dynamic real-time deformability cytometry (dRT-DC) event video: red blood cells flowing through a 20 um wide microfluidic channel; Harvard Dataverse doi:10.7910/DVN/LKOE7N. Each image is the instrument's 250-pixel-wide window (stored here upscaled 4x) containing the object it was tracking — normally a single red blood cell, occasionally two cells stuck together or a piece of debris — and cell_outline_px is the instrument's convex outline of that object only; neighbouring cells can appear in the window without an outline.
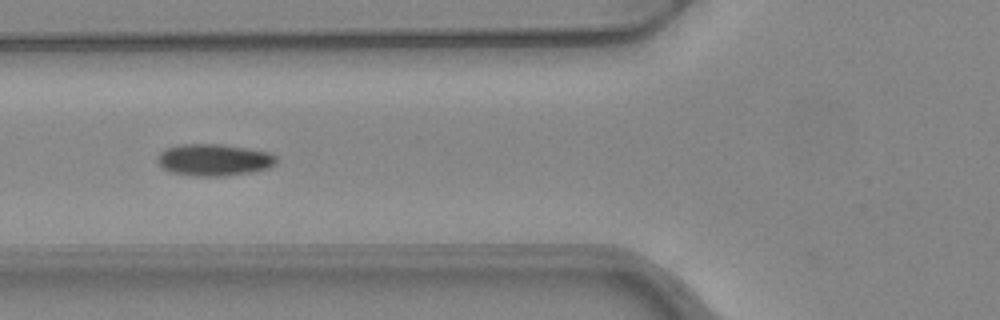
{"species": "common noctule bat (a hibernating species)", "species_latin": "Nyctalus noctula", "temperature_condition": "warm", "stored_images_in_passage": 38, "camera_frame_rate_fps": 3000, "um_per_image_px": 0.085, "animal": {"sex": "female", "body_mass_g": 24.6, "forearm_length_mm": 56.2}, "frame": {"image": 1, "passage_image": 5, "time_ms": 1.333, "image_size_px": [1000, 320], "cell_outline_px": [[276, 164], [268, 168], [252, 172], [224, 176], [196, 176], [172, 172], [164, 168], [156, 160], [156, 156], [164, 148], [184, 144], [216, 144], [244, 148], [268, 152], [276, 156]], "centroid_in_image_um": [18.17, 13.59], "position_along_channel_um": 107.6, "area_um2": 21.91}}
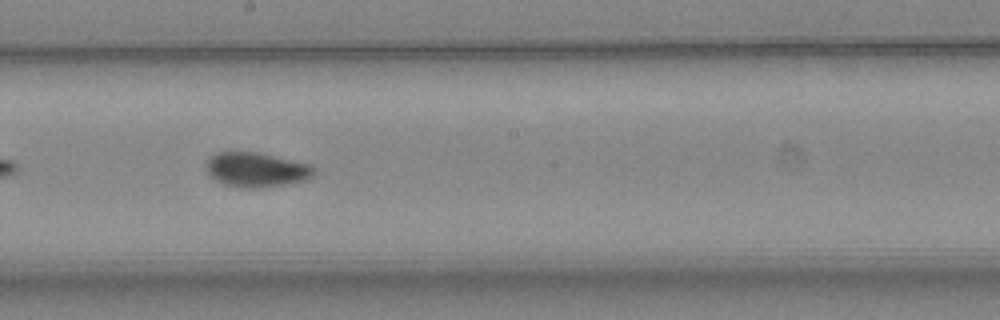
{"frame": {"image": 2, "passage_image": 14, "time_ms": 4.333, "image_size_px": [1000, 320], "cell_outline_px": [[316, 172], [312, 176], [304, 180], [288, 184], [260, 188], [240, 188], [224, 184], [216, 180], [208, 172], [208, 160], [216, 152], [256, 152], [308, 164], [316, 168]], "centroid_in_image_um": [21.81, 14.44], "position_along_channel_um": 226.4, "area_um2": 21.44}}
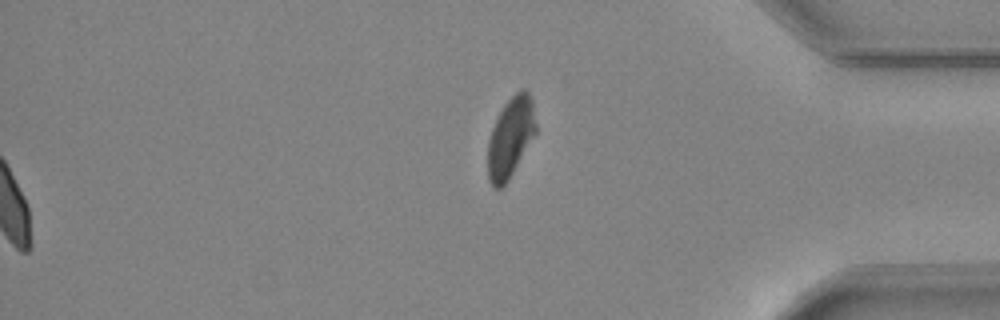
{"frame": {"image": 3, "passage_image": 38, "time_ms": 12.333, "image_size_px": [1000, 320], "cell_outline_px": [[536, 132], [508, 180], [500, 188], [496, 188], [488, 180], [488, 140], [492, 128], [504, 104], [520, 88], [524, 88], [528, 92], [532, 100], [536, 124]], "centroid_in_image_um": [43.39, 11.65], "position_along_channel_um": 391.8, "area_um2": 22.08}, "authors_computed_cell_mechanics": {"area_um2": 21.1837, "velocity_mm_per_s": 3.9512, "shape_relaxation_time_tau1_ms": 5.6092, "shape_relaxation_time_tau2_ms": 1.1717, "deformation_change_tau1": 0.1607, "deformation_change_tau2": 0.0432}}